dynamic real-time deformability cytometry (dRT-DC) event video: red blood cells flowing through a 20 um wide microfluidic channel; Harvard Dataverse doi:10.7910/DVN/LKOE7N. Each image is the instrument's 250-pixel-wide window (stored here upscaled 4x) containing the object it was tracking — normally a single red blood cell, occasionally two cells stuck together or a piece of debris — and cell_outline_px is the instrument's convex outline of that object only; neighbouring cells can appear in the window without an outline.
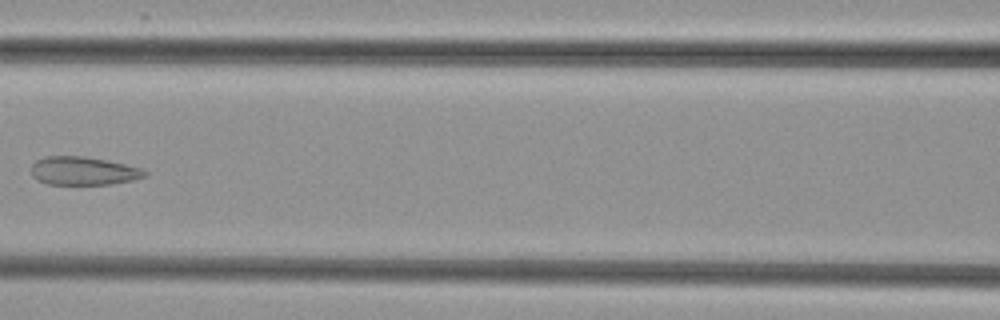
{"species": "common noctule bat (a hibernating species)", "species_latin": "Nyctalus noctula", "temperature_condition": "cold", "stored_images_in_passage": 4, "camera_frame_rate_fps": 3000, "um_per_image_px": 0.085, "animal": {"sex": "female", "body_mass_g": 29.2, "forearm_length_mm": 56.3}, "frame": {"image": 1, "passage_image": 4, "time_ms": 4.333, "image_size_px": [1000, 320], "cell_outline_px": [[148, 176], [132, 180], [112, 184], [48, 184], [36, 180], [32, 176], [32, 164], [36, 160], [44, 156], [84, 156], [108, 160], [140, 168], [148, 172]], "centroid_in_image_um": [7.08, 14.52], "position_along_channel_um": 159.5, "area_um2": 18.84}}